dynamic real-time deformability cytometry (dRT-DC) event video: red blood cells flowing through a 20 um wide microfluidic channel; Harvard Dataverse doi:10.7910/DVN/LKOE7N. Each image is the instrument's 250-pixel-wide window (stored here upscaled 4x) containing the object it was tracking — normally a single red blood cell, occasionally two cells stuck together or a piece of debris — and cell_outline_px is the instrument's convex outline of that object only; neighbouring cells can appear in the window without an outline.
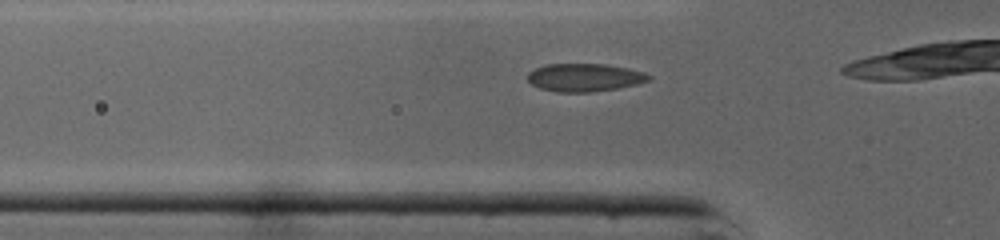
{"species": "common noctule bat (a hibernating species)", "species_latin": "Nyctalus noctula", "temperature_condition": "cold", "stored_images_in_passage": 10, "camera_frame_rate_fps": 3000, "um_per_image_px": 0.085, "animal": {"sex": "male", "body_mass_g": 19.0, "forearm_length_mm": 50.8}, "frame": {"image": 1, "passage_image": 5, "time_ms": 1.333, "image_size_px": [1000, 240], "cell_outline_px": [[652, 80], [636, 84], [616, 88], [592, 92], [556, 92], [540, 88], [532, 84], [528, 80], [528, 72], [536, 68], [548, 64], [604, 64], [628, 68], [644, 72], [652, 76]], "centroid_in_image_um": [49.71, 6.59], "position_along_channel_um": 76.1, "area_um2": 19.71}}
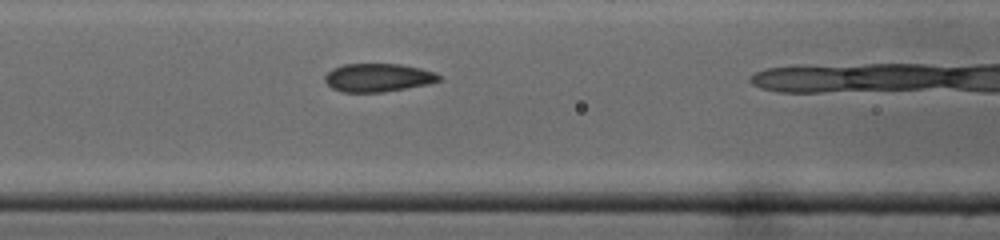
{"frame": {"image": 2, "passage_image": 9, "time_ms": 2.667, "image_size_px": [1000, 240], "cell_outline_px": [[440, 80], [428, 84], [384, 92], [340, 92], [332, 88], [324, 80], [324, 76], [332, 68], [344, 64], [400, 64], [420, 68], [436, 72], [440, 76]], "centroid_in_image_um": [32.11, 6.6], "position_along_channel_um": 134.5, "area_um2": 18.84}}